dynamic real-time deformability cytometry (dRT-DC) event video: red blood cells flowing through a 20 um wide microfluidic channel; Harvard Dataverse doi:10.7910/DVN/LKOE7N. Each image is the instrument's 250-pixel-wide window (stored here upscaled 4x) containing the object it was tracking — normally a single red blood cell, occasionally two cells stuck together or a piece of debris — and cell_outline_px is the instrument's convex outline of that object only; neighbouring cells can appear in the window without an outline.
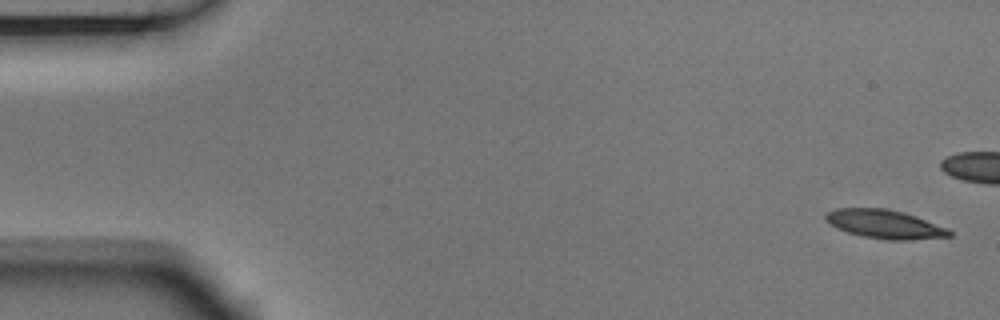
{"species": "Egyptian fruit bat (a non-hibernating species)", "species_latin": "Rousettus aegyptiacus", "temperature_condition": "room temperature", "stored_images_in_passage": 7, "camera_frame_rate_fps": 3000, "um_per_image_px": 0.085, "animal": {"sex": "male"}, "frame": {"image": 1, "passage_image": 1, "time_ms": 0.0, "image_size_px": [1000, 320], "cell_outline_px": [[952, 236], [908, 240], [888, 240], [864, 236], [848, 232], [836, 228], [824, 220], [824, 216], [828, 212], [836, 208], [884, 208], [904, 212], [948, 228], [952, 232]], "centroid_in_image_um": [75.19, 19.05], "position_along_channel_um": 9.8, "area_um2": 20.63}}
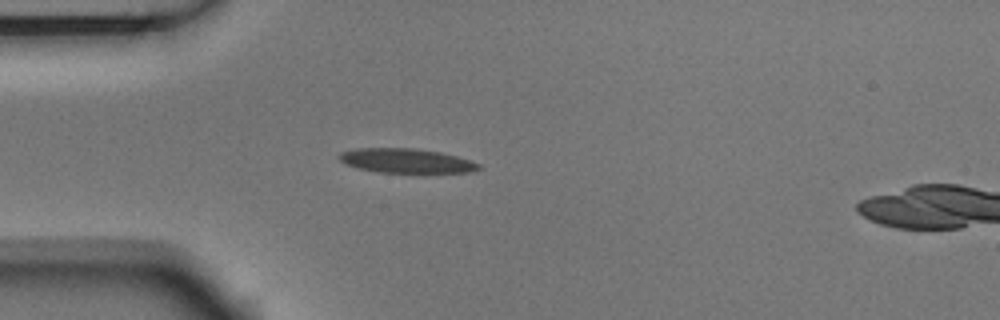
{"frame": {"image": 2, "passage_image": 6, "time_ms": 1.667, "image_size_px": [1000, 320], "cell_outline_px": [[480, 168], [468, 172], [376, 172], [356, 168], [340, 160], [336, 156], [340, 152], [352, 148], [416, 148], [440, 152], [456, 156], [480, 164]], "centroid_in_image_um": [34.44, 13.65], "position_along_channel_um": 50.6, "area_um2": 19.71}}